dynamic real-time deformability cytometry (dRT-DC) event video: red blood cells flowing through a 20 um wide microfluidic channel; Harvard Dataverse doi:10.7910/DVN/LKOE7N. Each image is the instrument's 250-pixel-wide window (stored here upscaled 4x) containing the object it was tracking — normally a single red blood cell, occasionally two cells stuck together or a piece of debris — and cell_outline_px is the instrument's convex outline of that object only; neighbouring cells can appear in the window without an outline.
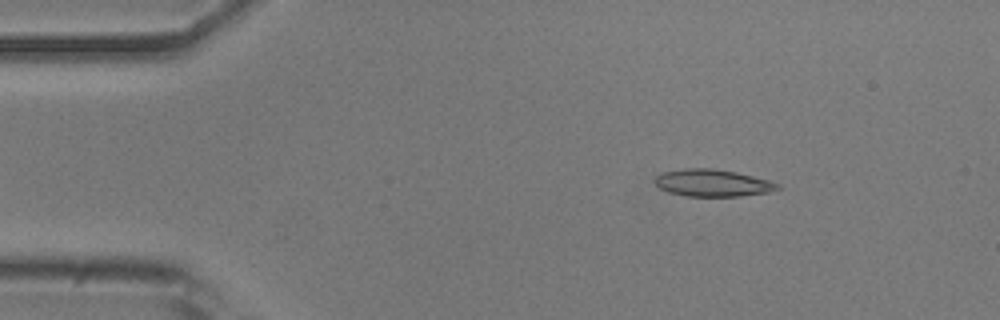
{"species": "common noctule bat (a hibernating species)", "species_latin": "Nyctalus noctula", "temperature_condition": "room temperature", "stored_images_in_passage": 18, "camera_frame_rate_fps": 3000, "um_per_image_px": 0.085, "animal": {"sex": "male", "body_mass_g": 20.5, "forearm_length_mm": 52.5}, "frame": {"image": 1, "passage_image": 8, "time_ms": 2.333, "image_size_px": [1000, 320], "cell_outline_px": [[780, 188], [768, 192], [740, 196], [684, 196], [668, 192], [660, 188], [656, 184], [656, 176], [664, 172], [684, 168], [708, 168], [736, 172], [768, 180], [780, 184]], "centroid_in_image_um": [60.56, 15.55], "position_along_channel_um": 24.4, "area_um2": 19.19}}
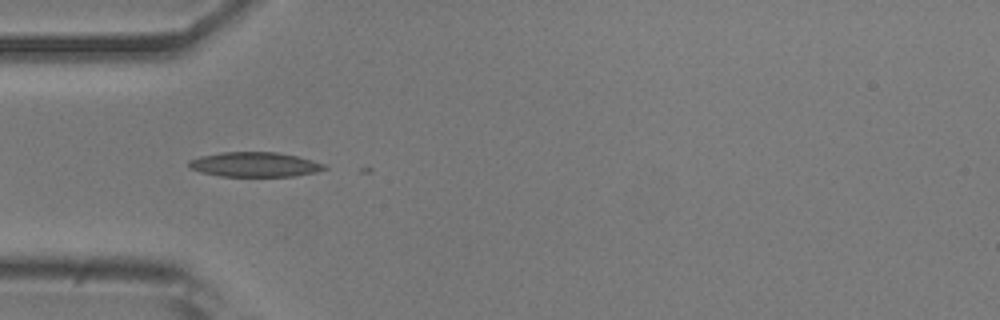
{"frame": {"image": 2, "passage_image": 16, "time_ms": 5.0, "image_size_px": [1000, 320], "cell_outline_px": [[328, 168], [316, 172], [296, 176], [220, 176], [200, 172], [188, 168], [188, 160], [200, 156], [220, 152], [276, 152], [296, 156], [312, 160], [324, 164]], "centroid_in_image_um": [21.61, 13.98], "position_along_channel_um": 63.4, "area_um2": 19.59}}